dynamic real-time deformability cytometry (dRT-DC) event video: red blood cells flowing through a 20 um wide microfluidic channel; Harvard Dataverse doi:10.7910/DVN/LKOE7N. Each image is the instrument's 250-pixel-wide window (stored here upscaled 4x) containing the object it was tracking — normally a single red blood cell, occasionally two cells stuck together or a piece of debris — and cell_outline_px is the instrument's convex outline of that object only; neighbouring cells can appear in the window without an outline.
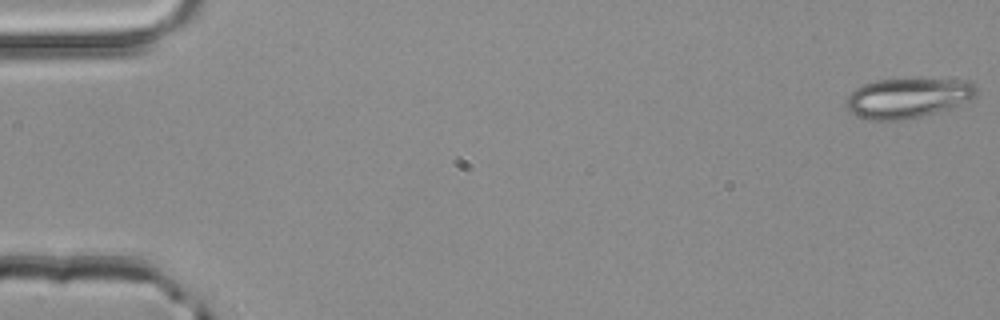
{"species": "common noctule bat (a hibernating species)", "species_latin": "Nyctalus noctula", "temperature_condition": "room temperature", "stored_images_in_passage": 4, "camera_frame_rate_fps": 3000, "um_per_image_px": 0.085, "animal": {"sex": "male", "body_mass_g": 20.4}, "frame": {"image": 1, "passage_image": 1, "time_ms": 0.0, "image_size_px": [1000, 320], "cell_outline_px": [[976, 96], [972, 100], [952, 108], [904, 120], [868, 120], [852, 112], [848, 108], [848, 96], [856, 88], [864, 84], [876, 80], [904, 76], [916, 76], [972, 80], [976, 84]], "centroid_in_image_um": [77.28, 8.25], "position_along_channel_um": 7.7, "area_um2": 31.5}}